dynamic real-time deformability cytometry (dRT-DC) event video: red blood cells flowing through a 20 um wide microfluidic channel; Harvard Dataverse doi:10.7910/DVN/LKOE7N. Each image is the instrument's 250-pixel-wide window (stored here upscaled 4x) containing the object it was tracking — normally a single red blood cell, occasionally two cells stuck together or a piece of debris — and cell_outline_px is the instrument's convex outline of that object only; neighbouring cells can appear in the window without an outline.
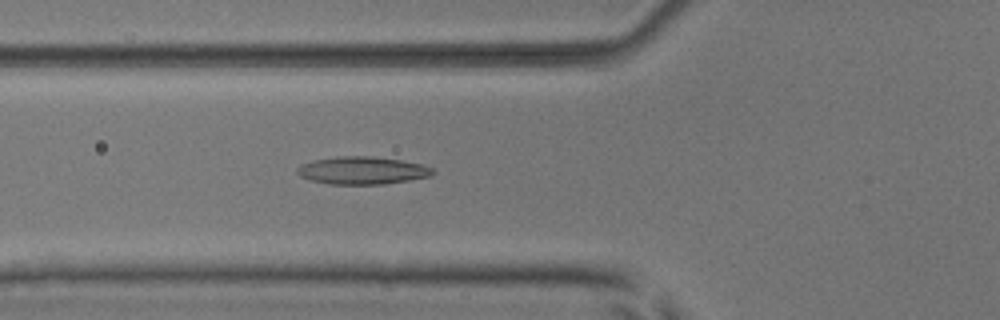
{"species": "common noctule bat (a hibernating species)", "species_latin": "Nyctalus noctula", "temperature_condition": "room temperature", "stored_images_in_passage": 52, "camera_frame_rate_fps": 3000, "um_per_image_px": 0.085, "animal": {"sex": "male", "body_mass_g": 17.9, "forearm_length_mm": 54.2}, "frame": {"image": 1, "passage_image": 19, "time_ms": 6.0, "image_size_px": [1000, 320], "cell_outline_px": [[436, 172], [432, 176], [384, 184], [328, 184], [312, 180], [300, 176], [296, 172], [296, 168], [300, 164], [312, 160], [340, 156], [372, 156], [400, 160], [420, 164], [432, 168]], "centroid_in_image_um": [30.77, 14.49], "position_along_channel_um": 95.0, "area_um2": 21.85}}
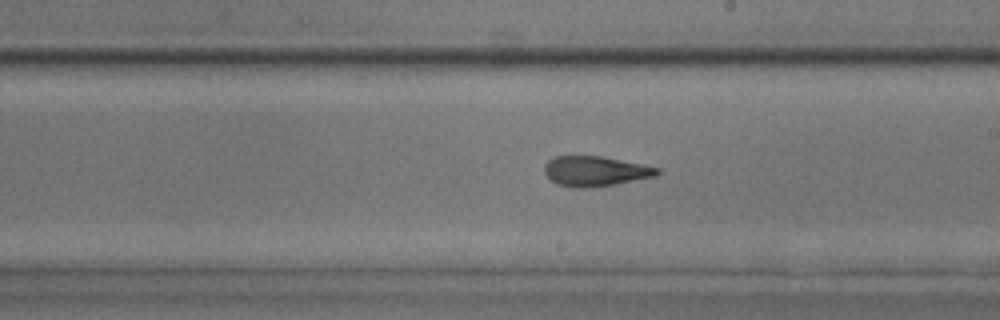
{"frame": {"image": 2, "passage_image": 30, "time_ms": 9.667, "image_size_px": [1000, 320], "cell_outline_px": [[660, 172], [656, 176], [616, 184], [588, 188], [576, 188], [556, 184], [544, 172], [544, 164], [548, 160], [556, 156], [600, 156], [660, 168]], "centroid_in_image_um": [50.58, 14.56], "position_along_channel_um": 238.4, "area_um2": 19.65}}
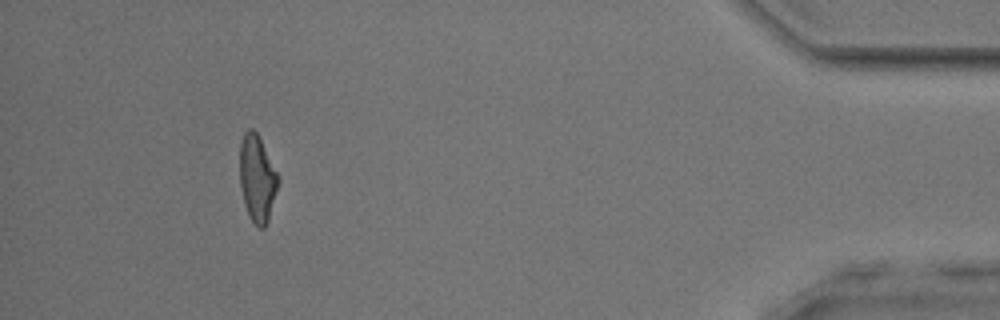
{"frame": {"image": 3, "passage_image": 48, "time_ms": 15.667, "image_size_px": [1000, 320], "cell_outline_px": [[280, 180], [268, 220], [264, 228], [260, 228], [248, 216], [244, 204], [240, 184], [240, 144], [244, 132], [248, 128], [252, 128], [256, 132], [280, 176]], "centroid_in_image_um": [21.87, 15.16], "position_along_channel_um": 413.3, "area_um2": 19.42}, "authors_computed_cell_mechanics": {"area_um2": 20.2589, "velocity_mm_per_s": 3.9204, "shape_relaxation_time_tau1_ms": null, "shape_relaxation_time_tau2_ms": 2.0346, "deformation_change_tau1": null, "deformation_change_tau2": 0.105}}